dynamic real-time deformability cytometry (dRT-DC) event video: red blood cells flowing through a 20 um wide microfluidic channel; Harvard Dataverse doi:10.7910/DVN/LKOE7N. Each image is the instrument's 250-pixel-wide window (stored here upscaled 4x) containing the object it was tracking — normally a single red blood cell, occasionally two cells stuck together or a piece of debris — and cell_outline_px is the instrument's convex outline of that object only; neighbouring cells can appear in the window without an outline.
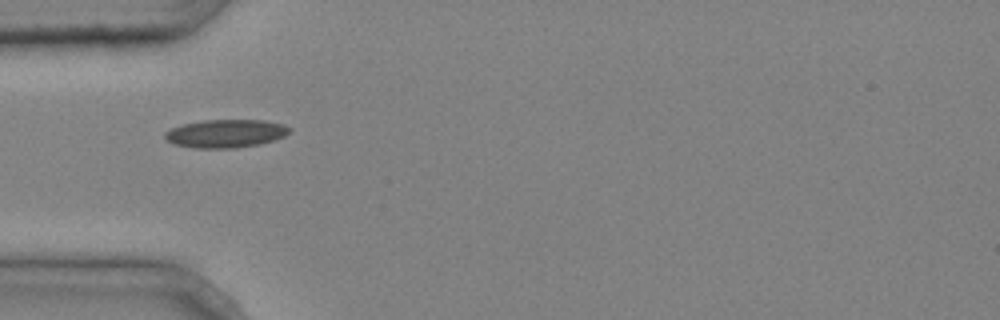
{"species": "common noctule bat (a hibernating species)", "species_latin": "Nyctalus noctula", "temperature_condition": "cold", "stored_images_in_passage": 1, "camera_frame_rate_fps": 3000, "um_per_image_px": 0.085, "animal": {"sex": "male", "body_mass_g": 20.4}, "frame": {"image": 1, "passage_image": 1, "time_ms": 0.0, "image_size_px": [1000, 320], "cell_outline_px": [[292, 128], [284, 136], [260, 144], [236, 148], [196, 148], [172, 144], [164, 136], [164, 132], [172, 128], [184, 124], [204, 120], [264, 120], [284, 124]], "centroid_in_image_um": [19.19, 11.35], "position_along_channel_um": 65.8, "area_um2": 20.4}}